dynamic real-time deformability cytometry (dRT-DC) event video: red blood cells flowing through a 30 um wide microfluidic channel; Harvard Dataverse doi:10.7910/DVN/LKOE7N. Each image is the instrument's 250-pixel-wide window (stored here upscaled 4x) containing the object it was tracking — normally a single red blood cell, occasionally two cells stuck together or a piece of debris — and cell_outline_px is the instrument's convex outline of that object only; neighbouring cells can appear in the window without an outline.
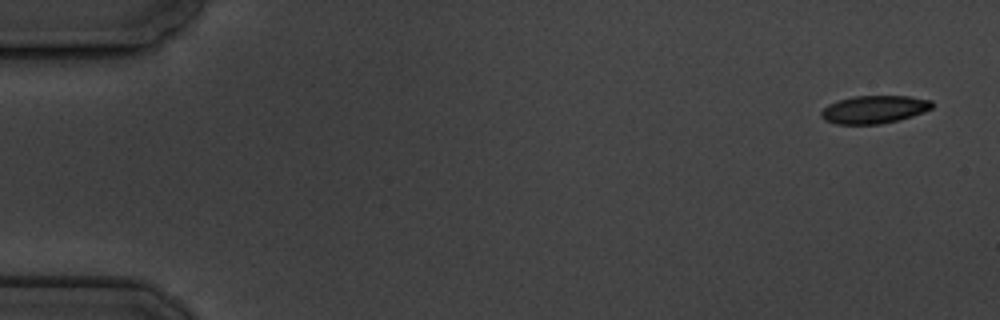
{"species": "common noctule bat (a hibernating species)", "species_latin": "Nyctalus noctula", "temperature_condition": "cold", "stored_images_in_passage": 5, "camera_frame_rate_fps": 3000, "um_per_image_px": 0.085, "animal": {"sex": "male", "body_mass_g": 19.5, "forearm_length_mm": 54.6}, "frame": {"image": 1, "passage_image": 1, "time_ms": 0.0, "image_size_px": [1000, 320], "cell_outline_px": [[932, 108], [924, 112], [900, 120], [880, 124], [836, 124], [824, 120], [820, 116], [820, 112], [828, 104], [852, 96], [908, 96], [932, 100]], "centroid_in_image_um": [74.3, 9.31], "position_along_channel_um": 10.7, "area_um2": 18.09}}